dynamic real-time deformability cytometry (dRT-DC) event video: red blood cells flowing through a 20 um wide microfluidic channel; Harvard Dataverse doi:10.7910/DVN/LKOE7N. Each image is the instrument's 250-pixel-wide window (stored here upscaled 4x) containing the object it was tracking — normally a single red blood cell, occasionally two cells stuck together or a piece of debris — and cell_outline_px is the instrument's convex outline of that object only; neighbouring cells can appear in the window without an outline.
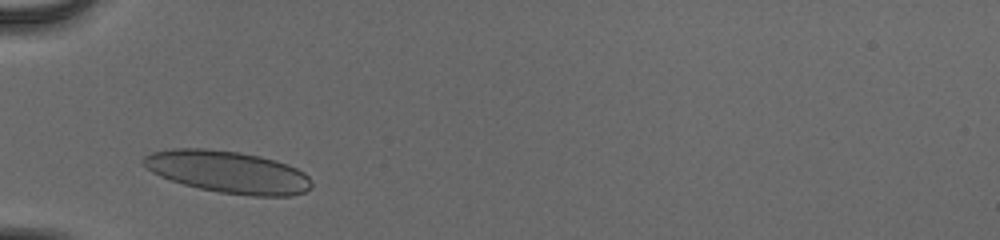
{"species": "human", "species_latin": "Homo sapiens", "temperature_condition": "cold", "stored_images_in_passage": 29, "camera_frame_rate_fps": 3000, "um_per_image_px": 0.085, "donor": {"sex": "male"}, "frame": {"image": 1, "passage_image": 3, "time_ms": 0.667, "image_size_px": [1000, 240], "cell_outline_px": [[312, 188], [304, 192], [292, 196], [252, 196], [220, 192], [200, 188], [184, 184], [160, 176], [152, 172], [140, 160], [144, 156], [152, 152], [172, 148], [204, 148], [240, 152], [260, 156], [276, 160], [288, 164], [304, 172], [312, 180]], "centroid_in_image_um": [19.41, 14.61], "position_along_channel_um": 65.6, "area_um2": 41.38}}
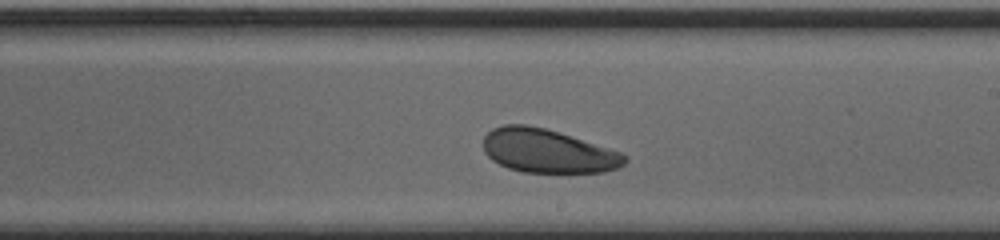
{"frame": {"image": 2, "passage_image": 17, "time_ms": 5.333, "image_size_px": [1000, 240], "cell_outline_px": [[628, 160], [620, 168], [604, 172], [524, 172], [508, 168], [492, 160], [484, 152], [484, 136], [492, 128], [504, 124], [524, 124], [544, 128], [608, 148], [620, 152], [628, 156]], "centroid_in_image_um": [46.55, 12.84], "position_along_channel_um": 242.5, "area_um2": 35.78}}
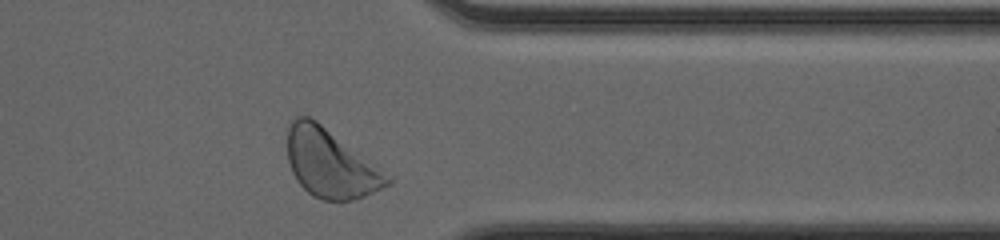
{"frame": {"image": 3, "passage_image": 28, "time_ms": 9.0, "image_size_px": [1000, 240], "cell_outline_px": [[392, 184], [364, 196], [352, 200], [324, 200], [312, 196], [296, 180], [292, 172], [288, 160], [288, 128], [292, 120], [296, 116], [308, 116], [316, 120], [392, 176]], "centroid_in_image_um": [28.1, 13.9], "position_along_channel_um": 383.3, "area_um2": 39.71}, "authors_computed_cell_mechanics": {"area_um2": 37.3966, "velocity_mm_per_s": 3.9266, "shape_relaxation_time_tau1_ms": 1.8203, "shape_relaxation_time_tau2_ms": 4.5285, "deformation_change_tau1": 0.0695, "deformation_change_tau2": 0.1033}}